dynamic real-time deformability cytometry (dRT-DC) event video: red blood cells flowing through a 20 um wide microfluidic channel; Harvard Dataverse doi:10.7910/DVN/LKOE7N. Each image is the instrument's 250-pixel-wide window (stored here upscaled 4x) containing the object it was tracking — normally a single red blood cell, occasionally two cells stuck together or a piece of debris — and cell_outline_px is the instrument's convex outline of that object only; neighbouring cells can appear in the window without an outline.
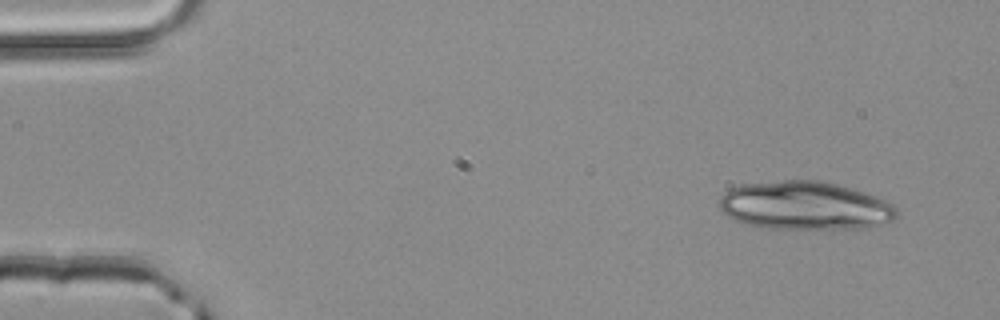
{"species": "common noctule bat (a hibernating species)", "species_latin": "Nyctalus noctula", "temperature_condition": "room temperature", "stored_images_in_passage": 4, "camera_frame_rate_fps": 3000, "um_per_image_px": 0.085, "animal": {"sex": "male", "body_mass_g": 20.4}, "frame": {"image": 1, "passage_image": 1, "time_ms": 0.0, "image_size_px": [1000, 320], "cell_outline_px": [[900, 216], [892, 220], [876, 224], [856, 228], [760, 228], [736, 220], [728, 216], [720, 208], [720, 196], [728, 188], [744, 184], [784, 180], [816, 180], [836, 184], [864, 192], [876, 196], [892, 204], [896, 208]], "centroid_in_image_um": [68.39, 17.47], "position_along_channel_um": 16.6, "area_um2": 49.59}}